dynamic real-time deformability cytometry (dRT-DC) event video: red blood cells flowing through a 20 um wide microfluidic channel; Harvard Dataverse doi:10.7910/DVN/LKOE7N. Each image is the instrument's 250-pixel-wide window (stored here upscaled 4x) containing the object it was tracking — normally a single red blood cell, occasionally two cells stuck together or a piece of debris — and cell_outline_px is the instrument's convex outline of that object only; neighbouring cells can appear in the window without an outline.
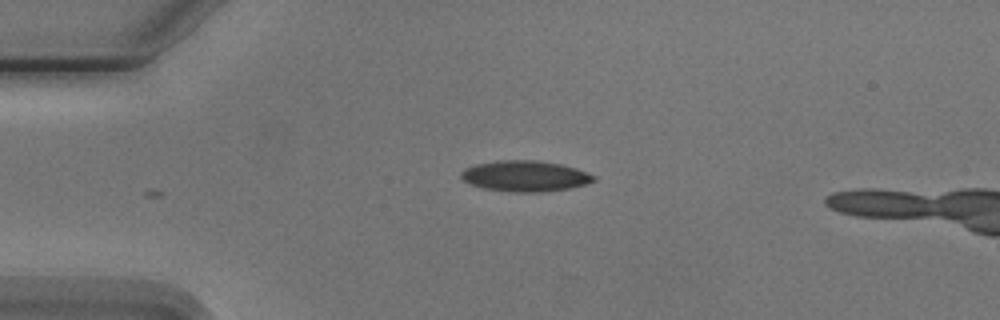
{"species": "Egyptian fruit bat (a non-hibernating species)", "species_latin": "Rousettus aegyptiacus", "temperature_condition": "cold", "stored_images_in_passage": 3, "camera_frame_rate_fps": 3000, "um_per_image_px": 0.085, "animal": {"sex": "male"}, "frame": {"image": 1, "passage_image": 1, "time_ms": 0.0, "image_size_px": [1000, 320], "cell_outline_px": [[596, 180], [584, 184], [568, 188], [540, 192], [512, 192], [484, 188], [472, 184], [464, 180], [460, 176], [460, 172], [464, 168], [476, 164], [496, 160], [536, 160], [560, 164], [576, 168], [596, 176]], "centroid_in_image_um": [44.61, 14.95], "position_along_channel_um": 40.4, "area_um2": 23.7}}